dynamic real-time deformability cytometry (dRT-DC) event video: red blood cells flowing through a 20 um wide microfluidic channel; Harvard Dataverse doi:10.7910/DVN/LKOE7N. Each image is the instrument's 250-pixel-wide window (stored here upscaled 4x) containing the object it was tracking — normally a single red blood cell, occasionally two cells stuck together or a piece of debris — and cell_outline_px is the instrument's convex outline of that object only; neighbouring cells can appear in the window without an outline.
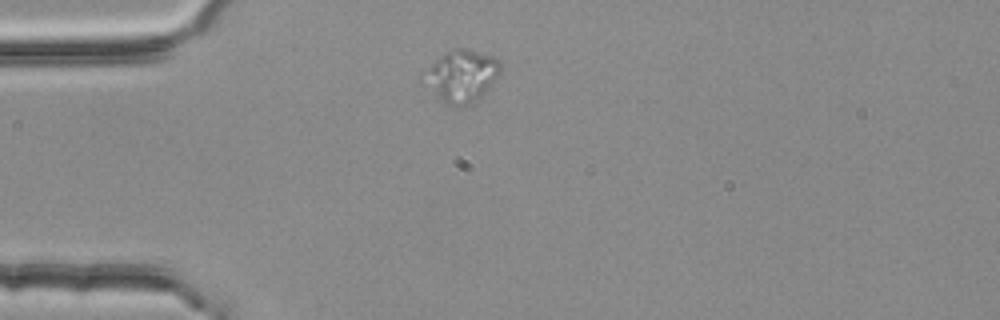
{"species": "common noctule bat (a hibernating species)", "species_latin": "Nyctalus noctula", "temperature_condition": "room temperature", "stored_images_in_passage": 2, "camera_frame_rate_fps": 3000, "um_per_image_px": 0.085, "animal": {"sex": "female", "body_mass_g": 25.1}, "frame": {"image": 1, "passage_image": 1, "time_ms": 0.0, "image_size_px": [1000, 320], "cell_outline_px": [[504, 64], [492, 88], [472, 104], [456, 108], [452, 108], [444, 104], [420, 84], [420, 76], [424, 68], [444, 52], [452, 48], [468, 48], [496, 56]], "centroid_in_image_um": [39.19, 6.48], "position_along_channel_um": 45.8, "area_um2": 25.09}}